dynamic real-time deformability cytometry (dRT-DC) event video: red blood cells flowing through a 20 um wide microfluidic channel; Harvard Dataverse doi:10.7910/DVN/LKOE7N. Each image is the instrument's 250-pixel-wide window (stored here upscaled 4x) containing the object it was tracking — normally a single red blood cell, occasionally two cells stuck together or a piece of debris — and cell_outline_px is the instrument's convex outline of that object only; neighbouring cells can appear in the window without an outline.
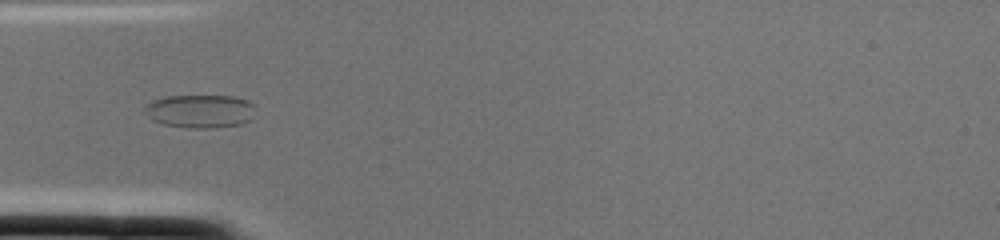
{"species": "common noctule bat (a hibernating species)", "species_latin": "Nyctalus noctula", "temperature_condition": "cold", "stored_images_in_passage": 2, "camera_frame_rate_fps": 3000, "um_per_image_px": 0.085, "animal": {"sex": "female", "body_mass_g": 22.0, "forearm_length_mm": 56.7}, "frame": {"image": 1, "passage_image": 2, "time_ms": 0.333, "image_size_px": [1000, 240], "cell_outline_px": [[252, 120], [240, 124], [216, 128], [192, 128], [164, 124], [152, 120], [144, 108], [144, 104], [152, 100], [164, 96], [232, 96], [248, 100], [252, 104]], "centroid_in_image_um": [16.99, 9.45], "position_along_channel_um": 68.0, "area_um2": 21.44}}